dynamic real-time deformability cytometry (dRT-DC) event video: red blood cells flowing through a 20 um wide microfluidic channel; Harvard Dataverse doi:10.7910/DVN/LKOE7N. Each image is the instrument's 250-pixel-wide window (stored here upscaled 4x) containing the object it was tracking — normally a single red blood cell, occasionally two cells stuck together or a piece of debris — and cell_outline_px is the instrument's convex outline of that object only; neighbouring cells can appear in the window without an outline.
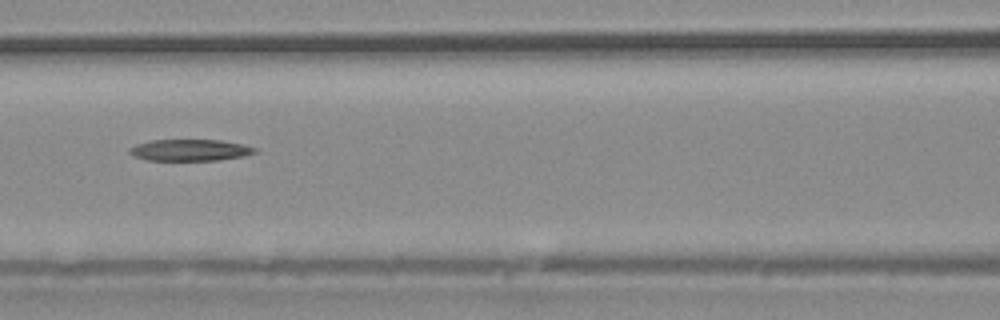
{"species": "common noctule bat (a hibernating species)", "species_latin": "Nyctalus noctula", "temperature_condition": "warm", "stored_images_in_passage": 39, "camera_frame_rate_fps": 3000, "um_per_image_px": 0.085, "animal": {"sex": "male", "body_mass_g": 20.4}, "frame": {"image": 1, "passage_image": 17, "time_ms": 5.333, "image_size_px": [1000, 320], "cell_outline_px": [[260, 148], [256, 152], [244, 156], [220, 160], [148, 160], [132, 156], [128, 152], [128, 148], [136, 144], [152, 140], [220, 140], [244, 144]], "centroid_in_image_um": [16.17, 12.76], "position_along_channel_um": 150.4, "area_um2": 15.9}}